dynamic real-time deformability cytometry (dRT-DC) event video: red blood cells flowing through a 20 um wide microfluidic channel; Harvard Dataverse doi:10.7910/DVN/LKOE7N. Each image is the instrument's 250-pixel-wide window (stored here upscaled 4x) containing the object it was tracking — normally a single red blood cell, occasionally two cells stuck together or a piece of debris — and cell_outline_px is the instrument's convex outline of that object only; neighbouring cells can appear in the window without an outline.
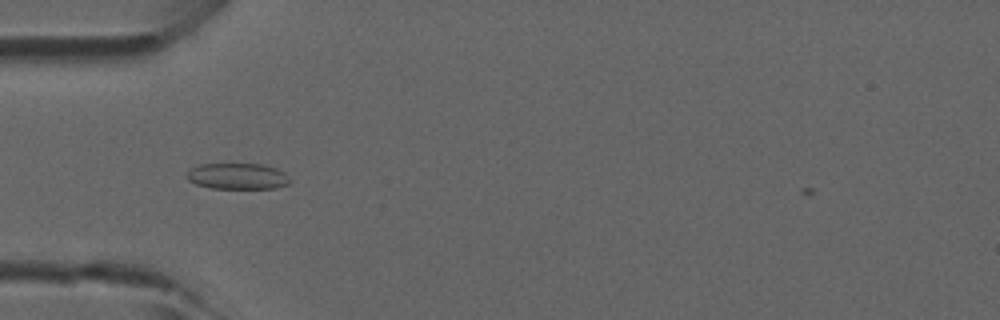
{"species": "common noctule bat (a hibernating species)", "species_latin": "Nyctalus noctula", "temperature_condition": "room temperature", "stored_images_in_passage": 2, "camera_frame_rate_fps": 3000, "um_per_image_px": 0.085, "animal": {"sex": "male", "forearm_length_mm": 52.5}, "frame": {"image": 1, "passage_image": 1, "time_ms": 0.0, "image_size_px": [1000, 320], "cell_outline_px": [[292, 180], [288, 184], [276, 188], [212, 188], [196, 184], [188, 180], [188, 172], [192, 168], [200, 164], [260, 164], [276, 168], [284, 172]], "centroid_in_image_um": [20.23, 14.98], "position_along_channel_um": 64.8, "area_um2": 15.55}}
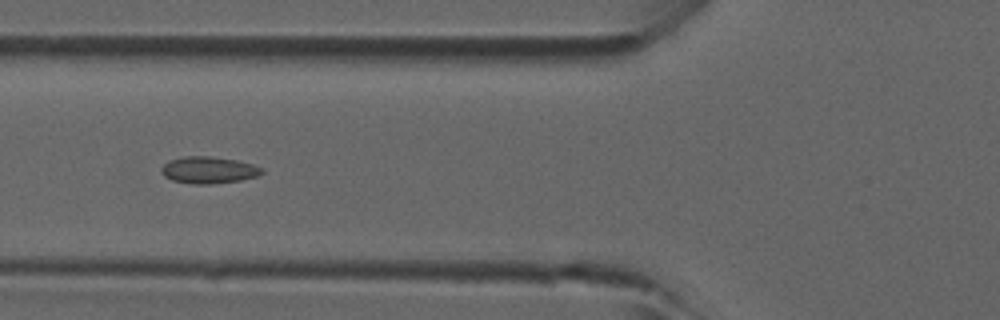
{"frame": {"image": 2, "passage_image": 2, "time_ms": 0.333, "image_size_px": [1000, 320], "cell_outline_px": [[264, 172], [256, 176], [240, 180], [212, 184], [192, 184], [172, 180], [164, 176], [160, 172], [160, 168], [168, 160], [180, 156], [208, 156], [236, 160], [252, 164], [264, 168]], "centroid_in_image_um": [17.69, 14.45], "position_along_channel_um": 108.1, "area_um2": 15.84}}